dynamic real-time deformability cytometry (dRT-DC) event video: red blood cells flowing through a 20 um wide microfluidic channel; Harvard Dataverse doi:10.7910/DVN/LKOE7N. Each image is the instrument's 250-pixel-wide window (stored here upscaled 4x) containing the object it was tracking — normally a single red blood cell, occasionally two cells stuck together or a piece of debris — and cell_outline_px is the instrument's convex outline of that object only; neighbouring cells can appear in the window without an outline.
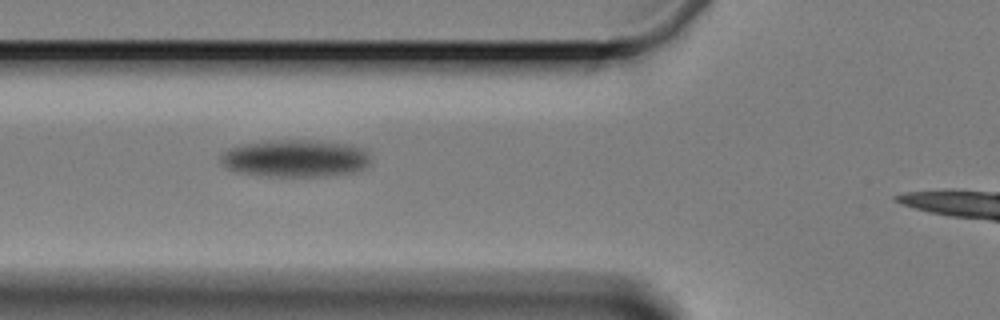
{"species": "Egyptian fruit bat (a non-hibernating species)", "species_latin": "Rousettus aegyptiacus", "temperature_condition": "cold", "stored_images_in_passage": 5, "segment_of_instrument_passage": [1, 2], "camera_frame_rate_fps": 3000, "um_per_image_px": 0.085, "animal": {"sex": "female"}, "frame": {"image": 1, "passage_image": 3, "time_ms": 2.333, "image_size_px": [1000, 320], "cell_outline_px": [[368, 164], [364, 168], [352, 172], [328, 176], [268, 176], [244, 172], [228, 168], [220, 160], [220, 156], [228, 148], [240, 144], [264, 140], [320, 140], [348, 144], [360, 148], [368, 156]], "centroid_in_image_um": [25.07, 13.44], "position_along_channel_um": 100.7, "area_um2": 32.43}}
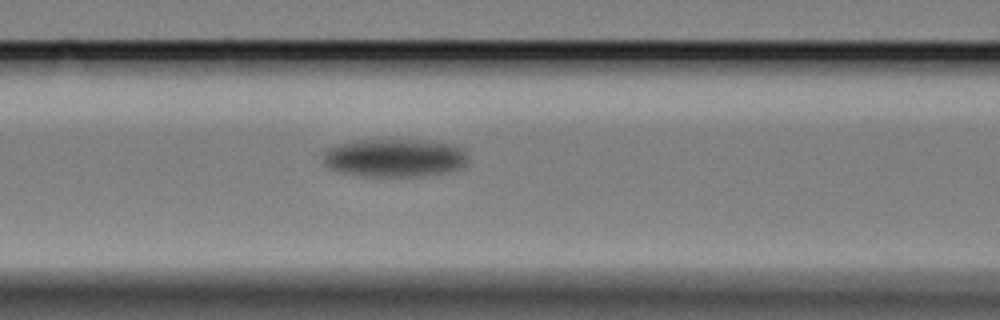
{"frame": {"image": 2, "passage_image": 4, "time_ms": 3.333, "image_size_px": [1000, 320], "cell_outline_px": [[468, 156], [464, 164], [460, 168], [448, 172], [424, 176], [364, 176], [340, 172], [324, 164], [324, 156], [328, 148], [336, 144], [356, 140], [428, 140], [456, 144], [464, 148]], "centroid_in_image_um": [33.59, 13.4], "position_along_channel_um": 133.0, "area_um2": 32.48}}